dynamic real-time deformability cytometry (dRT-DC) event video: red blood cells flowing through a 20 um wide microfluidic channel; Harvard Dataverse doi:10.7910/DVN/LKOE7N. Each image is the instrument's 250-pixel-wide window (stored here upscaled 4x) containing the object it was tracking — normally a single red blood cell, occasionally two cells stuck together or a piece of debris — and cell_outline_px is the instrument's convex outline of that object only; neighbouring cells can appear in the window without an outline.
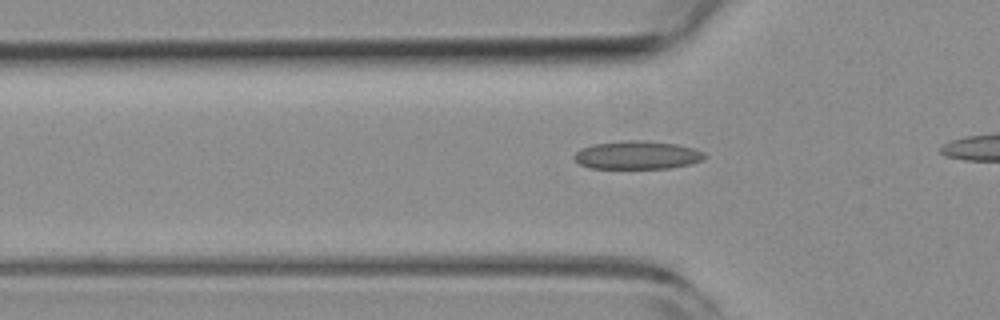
{"species": "common noctule bat (a hibernating species)", "species_latin": "Nyctalus noctula", "temperature_condition": "room temperature", "stored_images_in_passage": 17, "camera_frame_rate_fps": 3000, "um_per_image_px": 0.085, "animal": {"sex": "female", "body_mass_g": 19.3, "forearm_length_mm": 54.1}, "frame": {"image": 1, "passage_image": 5, "time_ms": 1.333, "image_size_px": [1000, 320], "cell_outline_px": [[708, 156], [704, 160], [672, 168], [588, 168], [580, 164], [572, 156], [580, 148], [592, 144], [624, 140], [648, 140], [676, 144], [692, 148], [704, 152]], "centroid_in_image_um": [54.16, 13.17], "position_along_channel_um": 71.6, "area_um2": 21.68}}
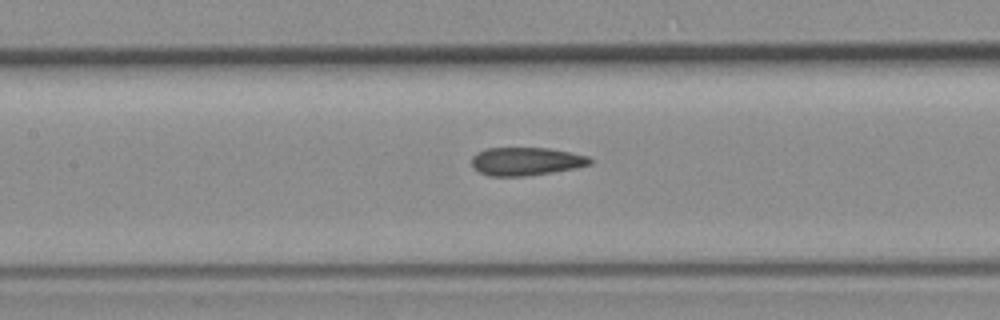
{"frame": {"image": 2, "passage_image": 12, "time_ms": 3.667, "image_size_px": [1000, 320], "cell_outline_px": [[592, 164], [576, 168], [552, 172], [524, 176], [488, 176], [472, 168], [472, 156], [476, 152], [484, 148], [548, 148], [588, 156], [592, 160]], "centroid_in_image_um": [44.68, 13.71], "position_along_channel_um": 162.7, "area_um2": 19.48}}
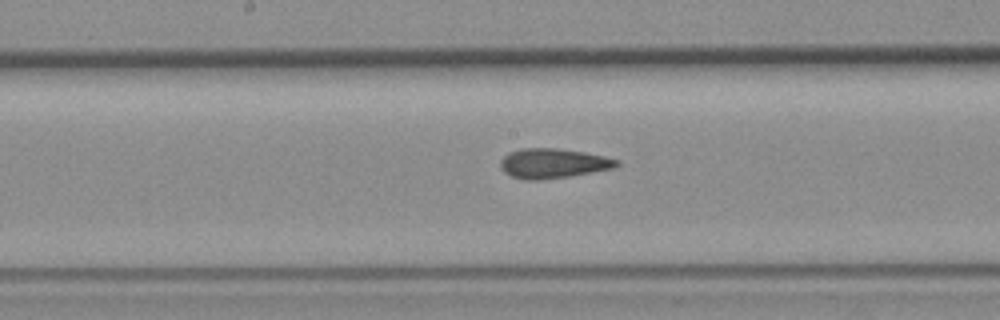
{"frame": {"image": 3, "passage_image": 15, "time_ms": 4.667, "image_size_px": [1000, 320], "cell_outline_px": [[620, 164], [616, 168], [568, 176], [540, 180], [524, 180], [512, 176], [504, 172], [500, 164], [500, 160], [508, 152], [520, 148], [556, 148], [584, 152], [604, 156], [620, 160]], "centroid_in_image_um": [47.01, 13.88], "position_along_channel_um": 201.2, "area_um2": 20.23}}